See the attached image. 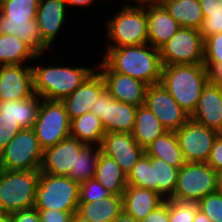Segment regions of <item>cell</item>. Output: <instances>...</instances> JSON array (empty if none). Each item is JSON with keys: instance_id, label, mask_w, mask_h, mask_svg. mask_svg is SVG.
<instances>
[{"instance_id": "38", "label": "cell", "mask_w": 222, "mask_h": 222, "mask_svg": "<svg viewBox=\"0 0 222 222\" xmlns=\"http://www.w3.org/2000/svg\"><path fill=\"white\" fill-rule=\"evenodd\" d=\"M20 130L18 122L9 118H0V151L5 148Z\"/></svg>"}, {"instance_id": "4", "label": "cell", "mask_w": 222, "mask_h": 222, "mask_svg": "<svg viewBox=\"0 0 222 222\" xmlns=\"http://www.w3.org/2000/svg\"><path fill=\"white\" fill-rule=\"evenodd\" d=\"M41 66H32L34 92L48 100L62 101L95 71L86 67Z\"/></svg>"}, {"instance_id": "44", "label": "cell", "mask_w": 222, "mask_h": 222, "mask_svg": "<svg viewBox=\"0 0 222 222\" xmlns=\"http://www.w3.org/2000/svg\"><path fill=\"white\" fill-rule=\"evenodd\" d=\"M203 16L222 14V0H199Z\"/></svg>"}, {"instance_id": "50", "label": "cell", "mask_w": 222, "mask_h": 222, "mask_svg": "<svg viewBox=\"0 0 222 222\" xmlns=\"http://www.w3.org/2000/svg\"><path fill=\"white\" fill-rule=\"evenodd\" d=\"M0 222H11L9 214L0 212Z\"/></svg>"}, {"instance_id": "13", "label": "cell", "mask_w": 222, "mask_h": 222, "mask_svg": "<svg viewBox=\"0 0 222 222\" xmlns=\"http://www.w3.org/2000/svg\"><path fill=\"white\" fill-rule=\"evenodd\" d=\"M137 106L115 100L105 89L90 108L102 121L105 132L132 133Z\"/></svg>"}, {"instance_id": "47", "label": "cell", "mask_w": 222, "mask_h": 222, "mask_svg": "<svg viewBox=\"0 0 222 222\" xmlns=\"http://www.w3.org/2000/svg\"><path fill=\"white\" fill-rule=\"evenodd\" d=\"M94 0H65L66 5L71 6H87L93 3Z\"/></svg>"}, {"instance_id": "33", "label": "cell", "mask_w": 222, "mask_h": 222, "mask_svg": "<svg viewBox=\"0 0 222 222\" xmlns=\"http://www.w3.org/2000/svg\"><path fill=\"white\" fill-rule=\"evenodd\" d=\"M92 146L94 145H85L79 151L76 155L75 170L69 174V177L79 184L95 177L101 146H96L95 149Z\"/></svg>"}, {"instance_id": "7", "label": "cell", "mask_w": 222, "mask_h": 222, "mask_svg": "<svg viewBox=\"0 0 222 222\" xmlns=\"http://www.w3.org/2000/svg\"><path fill=\"white\" fill-rule=\"evenodd\" d=\"M221 188L219 174L207 163L186 162L178 172L171 199L198 203Z\"/></svg>"}, {"instance_id": "20", "label": "cell", "mask_w": 222, "mask_h": 222, "mask_svg": "<svg viewBox=\"0 0 222 222\" xmlns=\"http://www.w3.org/2000/svg\"><path fill=\"white\" fill-rule=\"evenodd\" d=\"M106 83L100 72L95 70L77 89L62 100L70 121L90 111Z\"/></svg>"}, {"instance_id": "23", "label": "cell", "mask_w": 222, "mask_h": 222, "mask_svg": "<svg viewBox=\"0 0 222 222\" xmlns=\"http://www.w3.org/2000/svg\"><path fill=\"white\" fill-rule=\"evenodd\" d=\"M65 0H40L36 22L43 42L50 47L64 23Z\"/></svg>"}, {"instance_id": "2", "label": "cell", "mask_w": 222, "mask_h": 222, "mask_svg": "<svg viewBox=\"0 0 222 222\" xmlns=\"http://www.w3.org/2000/svg\"><path fill=\"white\" fill-rule=\"evenodd\" d=\"M209 81V71L204 64L162 66L160 83L189 116Z\"/></svg>"}, {"instance_id": "37", "label": "cell", "mask_w": 222, "mask_h": 222, "mask_svg": "<svg viewBox=\"0 0 222 222\" xmlns=\"http://www.w3.org/2000/svg\"><path fill=\"white\" fill-rule=\"evenodd\" d=\"M203 64H222V32L204 39Z\"/></svg>"}, {"instance_id": "12", "label": "cell", "mask_w": 222, "mask_h": 222, "mask_svg": "<svg viewBox=\"0 0 222 222\" xmlns=\"http://www.w3.org/2000/svg\"><path fill=\"white\" fill-rule=\"evenodd\" d=\"M159 51L162 66L204 63V39L196 28L181 27Z\"/></svg>"}, {"instance_id": "27", "label": "cell", "mask_w": 222, "mask_h": 222, "mask_svg": "<svg viewBox=\"0 0 222 222\" xmlns=\"http://www.w3.org/2000/svg\"><path fill=\"white\" fill-rule=\"evenodd\" d=\"M94 178L112 195L122 196L127 187V176L120 165L102 152L98 157Z\"/></svg>"}, {"instance_id": "3", "label": "cell", "mask_w": 222, "mask_h": 222, "mask_svg": "<svg viewBox=\"0 0 222 222\" xmlns=\"http://www.w3.org/2000/svg\"><path fill=\"white\" fill-rule=\"evenodd\" d=\"M40 0H1L0 34H14L37 54L49 47L43 42L36 22Z\"/></svg>"}, {"instance_id": "36", "label": "cell", "mask_w": 222, "mask_h": 222, "mask_svg": "<svg viewBox=\"0 0 222 222\" xmlns=\"http://www.w3.org/2000/svg\"><path fill=\"white\" fill-rule=\"evenodd\" d=\"M111 195L95 178L80 184L79 202H95Z\"/></svg>"}, {"instance_id": "18", "label": "cell", "mask_w": 222, "mask_h": 222, "mask_svg": "<svg viewBox=\"0 0 222 222\" xmlns=\"http://www.w3.org/2000/svg\"><path fill=\"white\" fill-rule=\"evenodd\" d=\"M85 145L77 138L68 136L55 146L44 149L40 172L69 176L75 170L76 155Z\"/></svg>"}, {"instance_id": "51", "label": "cell", "mask_w": 222, "mask_h": 222, "mask_svg": "<svg viewBox=\"0 0 222 222\" xmlns=\"http://www.w3.org/2000/svg\"><path fill=\"white\" fill-rule=\"evenodd\" d=\"M220 176V185H221V188H222V172L219 174Z\"/></svg>"}, {"instance_id": "24", "label": "cell", "mask_w": 222, "mask_h": 222, "mask_svg": "<svg viewBox=\"0 0 222 222\" xmlns=\"http://www.w3.org/2000/svg\"><path fill=\"white\" fill-rule=\"evenodd\" d=\"M122 197L123 211L137 222L144 220L165 200L155 191L131 185H127Z\"/></svg>"}, {"instance_id": "31", "label": "cell", "mask_w": 222, "mask_h": 222, "mask_svg": "<svg viewBox=\"0 0 222 222\" xmlns=\"http://www.w3.org/2000/svg\"><path fill=\"white\" fill-rule=\"evenodd\" d=\"M164 132L166 130L161 122L146 105L137 108L135 125L131 134L141 147L145 149Z\"/></svg>"}, {"instance_id": "16", "label": "cell", "mask_w": 222, "mask_h": 222, "mask_svg": "<svg viewBox=\"0 0 222 222\" xmlns=\"http://www.w3.org/2000/svg\"><path fill=\"white\" fill-rule=\"evenodd\" d=\"M99 68L106 83V89L115 100L137 107L145 105L149 85L131 76L113 72L103 61L100 62Z\"/></svg>"}, {"instance_id": "43", "label": "cell", "mask_w": 222, "mask_h": 222, "mask_svg": "<svg viewBox=\"0 0 222 222\" xmlns=\"http://www.w3.org/2000/svg\"><path fill=\"white\" fill-rule=\"evenodd\" d=\"M9 217L11 222H41L39 212L35 207L14 212Z\"/></svg>"}, {"instance_id": "34", "label": "cell", "mask_w": 222, "mask_h": 222, "mask_svg": "<svg viewBox=\"0 0 222 222\" xmlns=\"http://www.w3.org/2000/svg\"><path fill=\"white\" fill-rule=\"evenodd\" d=\"M170 222H193L198 209L196 202H182L169 198Z\"/></svg>"}, {"instance_id": "49", "label": "cell", "mask_w": 222, "mask_h": 222, "mask_svg": "<svg viewBox=\"0 0 222 222\" xmlns=\"http://www.w3.org/2000/svg\"><path fill=\"white\" fill-rule=\"evenodd\" d=\"M139 6L161 5L164 0H135Z\"/></svg>"}, {"instance_id": "41", "label": "cell", "mask_w": 222, "mask_h": 222, "mask_svg": "<svg viewBox=\"0 0 222 222\" xmlns=\"http://www.w3.org/2000/svg\"><path fill=\"white\" fill-rule=\"evenodd\" d=\"M206 163L218 174L222 172V133L218 134Z\"/></svg>"}, {"instance_id": "8", "label": "cell", "mask_w": 222, "mask_h": 222, "mask_svg": "<svg viewBox=\"0 0 222 222\" xmlns=\"http://www.w3.org/2000/svg\"><path fill=\"white\" fill-rule=\"evenodd\" d=\"M80 184L69 176H56L40 172L35 208L77 212Z\"/></svg>"}, {"instance_id": "42", "label": "cell", "mask_w": 222, "mask_h": 222, "mask_svg": "<svg viewBox=\"0 0 222 222\" xmlns=\"http://www.w3.org/2000/svg\"><path fill=\"white\" fill-rule=\"evenodd\" d=\"M141 222H170L169 200L165 199L155 210L149 213Z\"/></svg>"}, {"instance_id": "17", "label": "cell", "mask_w": 222, "mask_h": 222, "mask_svg": "<svg viewBox=\"0 0 222 222\" xmlns=\"http://www.w3.org/2000/svg\"><path fill=\"white\" fill-rule=\"evenodd\" d=\"M100 146L101 152L114 159L126 176L145 153V149L137 143L132 134L126 132L105 133Z\"/></svg>"}, {"instance_id": "21", "label": "cell", "mask_w": 222, "mask_h": 222, "mask_svg": "<svg viewBox=\"0 0 222 222\" xmlns=\"http://www.w3.org/2000/svg\"><path fill=\"white\" fill-rule=\"evenodd\" d=\"M190 119L222 133V86L207 83Z\"/></svg>"}, {"instance_id": "40", "label": "cell", "mask_w": 222, "mask_h": 222, "mask_svg": "<svg viewBox=\"0 0 222 222\" xmlns=\"http://www.w3.org/2000/svg\"><path fill=\"white\" fill-rule=\"evenodd\" d=\"M41 222H75L76 212H62L59 210H38Z\"/></svg>"}, {"instance_id": "14", "label": "cell", "mask_w": 222, "mask_h": 222, "mask_svg": "<svg viewBox=\"0 0 222 222\" xmlns=\"http://www.w3.org/2000/svg\"><path fill=\"white\" fill-rule=\"evenodd\" d=\"M186 162L206 163L219 134L216 130L189 119L176 132Z\"/></svg>"}, {"instance_id": "1", "label": "cell", "mask_w": 222, "mask_h": 222, "mask_svg": "<svg viewBox=\"0 0 222 222\" xmlns=\"http://www.w3.org/2000/svg\"><path fill=\"white\" fill-rule=\"evenodd\" d=\"M102 61L113 72L139 79L147 85L160 83V51L148 43L108 48Z\"/></svg>"}, {"instance_id": "9", "label": "cell", "mask_w": 222, "mask_h": 222, "mask_svg": "<svg viewBox=\"0 0 222 222\" xmlns=\"http://www.w3.org/2000/svg\"><path fill=\"white\" fill-rule=\"evenodd\" d=\"M108 38L114 41L108 48L148 43L146 6L125 5L108 21Z\"/></svg>"}, {"instance_id": "35", "label": "cell", "mask_w": 222, "mask_h": 222, "mask_svg": "<svg viewBox=\"0 0 222 222\" xmlns=\"http://www.w3.org/2000/svg\"><path fill=\"white\" fill-rule=\"evenodd\" d=\"M200 209L212 222H222V188L208 194L198 203Z\"/></svg>"}, {"instance_id": "22", "label": "cell", "mask_w": 222, "mask_h": 222, "mask_svg": "<svg viewBox=\"0 0 222 222\" xmlns=\"http://www.w3.org/2000/svg\"><path fill=\"white\" fill-rule=\"evenodd\" d=\"M148 44L160 49L181 26L162 5L146 6Z\"/></svg>"}, {"instance_id": "19", "label": "cell", "mask_w": 222, "mask_h": 222, "mask_svg": "<svg viewBox=\"0 0 222 222\" xmlns=\"http://www.w3.org/2000/svg\"><path fill=\"white\" fill-rule=\"evenodd\" d=\"M34 95L32 66H0V101L22 100Z\"/></svg>"}, {"instance_id": "26", "label": "cell", "mask_w": 222, "mask_h": 222, "mask_svg": "<svg viewBox=\"0 0 222 222\" xmlns=\"http://www.w3.org/2000/svg\"><path fill=\"white\" fill-rule=\"evenodd\" d=\"M38 97L35 94L27 99L0 101V118L13 119L21 129L33 128L43 100Z\"/></svg>"}, {"instance_id": "11", "label": "cell", "mask_w": 222, "mask_h": 222, "mask_svg": "<svg viewBox=\"0 0 222 222\" xmlns=\"http://www.w3.org/2000/svg\"><path fill=\"white\" fill-rule=\"evenodd\" d=\"M43 100L33 130L44 150L70 136L71 121L62 101Z\"/></svg>"}, {"instance_id": "46", "label": "cell", "mask_w": 222, "mask_h": 222, "mask_svg": "<svg viewBox=\"0 0 222 222\" xmlns=\"http://www.w3.org/2000/svg\"><path fill=\"white\" fill-rule=\"evenodd\" d=\"M113 222H137L132 216L126 214L122 211L114 220Z\"/></svg>"}, {"instance_id": "45", "label": "cell", "mask_w": 222, "mask_h": 222, "mask_svg": "<svg viewBox=\"0 0 222 222\" xmlns=\"http://www.w3.org/2000/svg\"><path fill=\"white\" fill-rule=\"evenodd\" d=\"M209 71V80L212 84L222 86V64H204Z\"/></svg>"}, {"instance_id": "39", "label": "cell", "mask_w": 222, "mask_h": 222, "mask_svg": "<svg viewBox=\"0 0 222 222\" xmlns=\"http://www.w3.org/2000/svg\"><path fill=\"white\" fill-rule=\"evenodd\" d=\"M203 39L222 32V14L207 15L199 29Z\"/></svg>"}, {"instance_id": "32", "label": "cell", "mask_w": 222, "mask_h": 222, "mask_svg": "<svg viewBox=\"0 0 222 222\" xmlns=\"http://www.w3.org/2000/svg\"><path fill=\"white\" fill-rule=\"evenodd\" d=\"M39 57L40 54L16 35L0 34V66L23 65L25 59Z\"/></svg>"}, {"instance_id": "15", "label": "cell", "mask_w": 222, "mask_h": 222, "mask_svg": "<svg viewBox=\"0 0 222 222\" xmlns=\"http://www.w3.org/2000/svg\"><path fill=\"white\" fill-rule=\"evenodd\" d=\"M145 105L155 114L166 131L176 132L189 119L161 83L149 85L146 92Z\"/></svg>"}, {"instance_id": "5", "label": "cell", "mask_w": 222, "mask_h": 222, "mask_svg": "<svg viewBox=\"0 0 222 222\" xmlns=\"http://www.w3.org/2000/svg\"><path fill=\"white\" fill-rule=\"evenodd\" d=\"M40 170L0 169V212L12 214L35 207Z\"/></svg>"}, {"instance_id": "6", "label": "cell", "mask_w": 222, "mask_h": 222, "mask_svg": "<svg viewBox=\"0 0 222 222\" xmlns=\"http://www.w3.org/2000/svg\"><path fill=\"white\" fill-rule=\"evenodd\" d=\"M178 172L179 168L144 153L127 176V185L146 188L169 199L174 193Z\"/></svg>"}, {"instance_id": "25", "label": "cell", "mask_w": 222, "mask_h": 222, "mask_svg": "<svg viewBox=\"0 0 222 222\" xmlns=\"http://www.w3.org/2000/svg\"><path fill=\"white\" fill-rule=\"evenodd\" d=\"M123 211V197L111 195L95 202H79L76 222H113Z\"/></svg>"}, {"instance_id": "10", "label": "cell", "mask_w": 222, "mask_h": 222, "mask_svg": "<svg viewBox=\"0 0 222 222\" xmlns=\"http://www.w3.org/2000/svg\"><path fill=\"white\" fill-rule=\"evenodd\" d=\"M43 152L33 128L21 129L0 151V169L40 170Z\"/></svg>"}, {"instance_id": "48", "label": "cell", "mask_w": 222, "mask_h": 222, "mask_svg": "<svg viewBox=\"0 0 222 222\" xmlns=\"http://www.w3.org/2000/svg\"><path fill=\"white\" fill-rule=\"evenodd\" d=\"M193 222H212V221L200 209H197Z\"/></svg>"}, {"instance_id": "29", "label": "cell", "mask_w": 222, "mask_h": 222, "mask_svg": "<svg viewBox=\"0 0 222 222\" xmlns=\"http://www.w3.org/2000/svg\"><path fill=\"white\" fill-rule=\"evenodd\" d=\"M145 153L179 169L186 163L176 133L172 131H166L157 137L145 148Z\"/></svg>"}, {"instance_id": "28", "label": "cell", "mask_w": 222, "mask_h": 222, "mask_svg": "<svg viewBox=\"0 0 222 222\" xmlns=\"http://www.w3.org/2000/svg\"><path fill=\"white\" fill-rule=\"evenodd\" d=\"M161 5L181 27H202L204 16L199 0H164Z\"/></svg>"}, {"instance_id": "30", "label": "cell", "mask_w": 222, "mask_h": 222, "mask_svg": "<svg viewBox=\"0 0 222 222\" xmlns=\"http://www.w3.org/2000/svg\"><path fill=\"white\" fill-rule=\"evenodd\" d=\"M101 119L91 111L73 118L70 122V136L86 145H101L105 135Z\"/></svg>"}]
</instances>
